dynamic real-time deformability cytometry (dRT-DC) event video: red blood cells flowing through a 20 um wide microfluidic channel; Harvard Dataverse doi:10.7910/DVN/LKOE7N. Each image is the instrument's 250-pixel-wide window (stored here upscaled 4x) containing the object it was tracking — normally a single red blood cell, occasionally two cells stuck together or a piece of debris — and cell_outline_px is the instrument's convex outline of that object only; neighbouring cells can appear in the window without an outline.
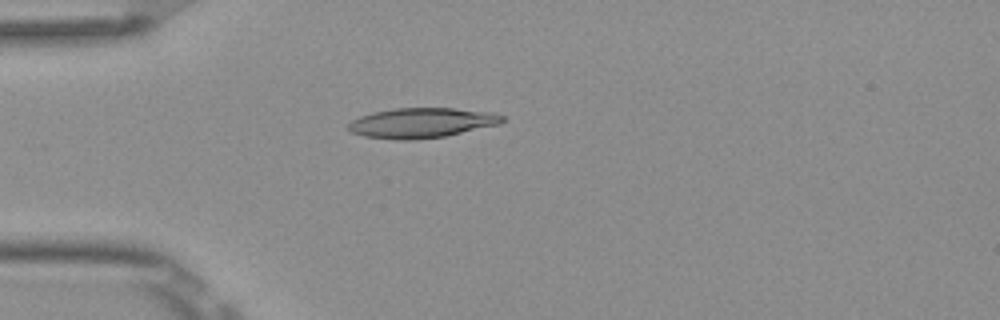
{"species": "Egyptian fruit bat (a non-hibernating species)", "species_latin": "Rousettus aegyptiacus", "temperature_condition": "room temperature", "stored_images_in_passage": 5, "camera_frame_rate_fps": 3000, "um_per_image_px": 0.085, "frame": {"image": 1, "passage_image": 5, "time_ms": 1.333, "image_size_px": [1000, 320], "cell_outline_px": [[504, 120], [500, 124], [444, 136], [408, 140], [400, 140], [364, 136], [352, 132], [348, 128], [348, 124], [352, 120], [360, 116], [372, 112], [396, 108], [452, 108], [496, 112], [504, 116]], "centroid_in_image_um": [35.86, 10.43], "position_along_channel_um": 49.1, "area_um2": 26.82}}